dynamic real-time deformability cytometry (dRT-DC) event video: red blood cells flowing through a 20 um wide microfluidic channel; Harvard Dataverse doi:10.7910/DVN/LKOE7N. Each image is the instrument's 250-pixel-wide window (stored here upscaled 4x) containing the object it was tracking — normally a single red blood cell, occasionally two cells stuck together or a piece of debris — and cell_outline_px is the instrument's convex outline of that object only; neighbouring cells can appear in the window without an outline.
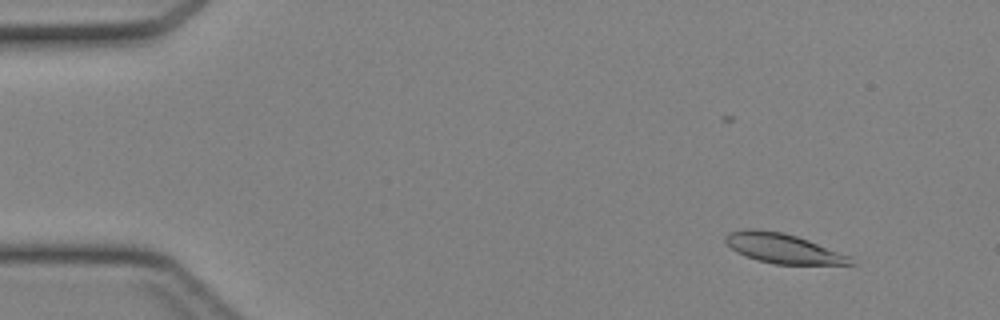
{"species": "Egyptian fruit bat (a non-hibernating species)", "species_latin": "Rousettus aegyptiacus", "temperature_condition": "cold", "stored_images_in_passage": 45, "camera_frame_rate_fps": 3000, "um_per_image_px": 0.085, "animal": {"sex": "female"}, "frame": {"image": 1, "passage_image": 5, "time_ms": 1.333, "image_size_px": [1000, 320], "cell_outline_px": [[856, 264], [776, 264], [756, 260], [736, 252], [724, 240], [724, 236], [728, 232], [748, 228], [756, 228], [784, 232], [808, 240], [852, 256]], "centroid_in_image_um": [66.55, 21.1], "position_along_channel_um": 18.5, "area_um2": 21.79}}
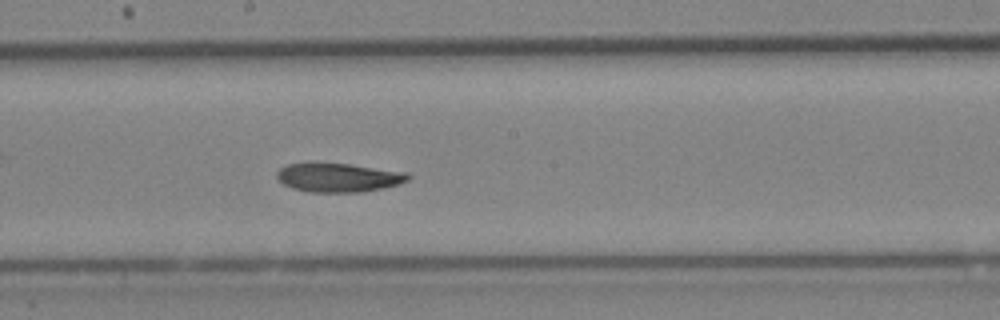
{"frame": {"image": 2, "passage_image": 25, "time_ms": 8.0, "image_size_px": [1000, 320], "cell_outline_px": [[412, 176], [408, 180], [400, 184], [364, 192], [308, 192], [292, 188], [284, 184], [276, 176], [276, 172], [280, 168], [288, 164], [348, 164], [408, 172]], "centroid_in_image_um": [28.82, 15.11], "position_along_channel_um": 219.4, "area_um2": 21.91}}
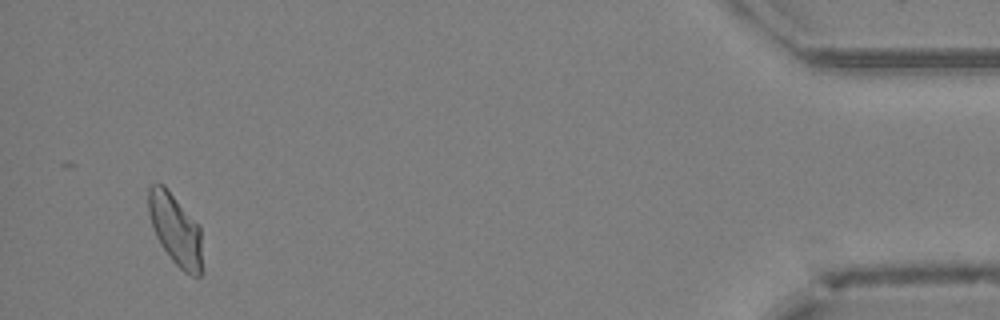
{"frame": {"image": 3, "passage_image": 43, "time_ms": 14.0, "image_size_px": [1000, 320], "cell_outline_px": [[200, 276], [192, 276], [184, 272], [172, 260], [160, 244], [156, 236], [148, 212], [148, 188], [152, 184], [164, 184], [200, 224]], "centroid_in_image_um": [14.89, 19.45], "position_along_channel_um": 420.3, "area_um2": 22.2}}